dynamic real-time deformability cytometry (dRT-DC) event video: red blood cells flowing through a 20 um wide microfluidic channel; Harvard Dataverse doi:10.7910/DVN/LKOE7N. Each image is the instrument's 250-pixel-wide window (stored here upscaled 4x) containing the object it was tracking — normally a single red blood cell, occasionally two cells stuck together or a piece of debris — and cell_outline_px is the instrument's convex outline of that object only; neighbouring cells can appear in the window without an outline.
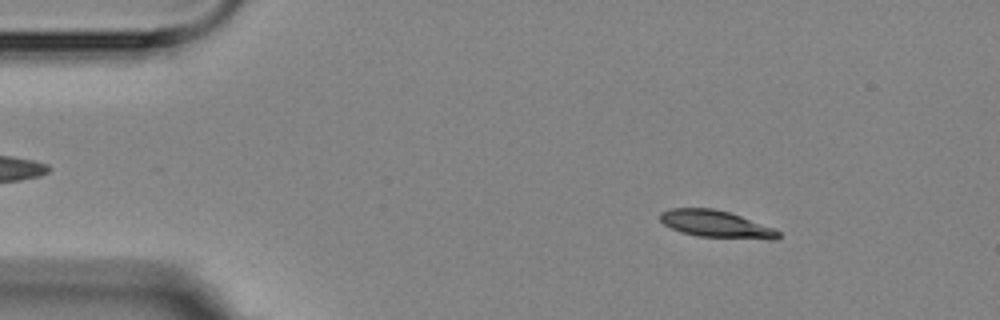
{"species": "Egyptian fruit bat (a non-hibernating species)", "species_latin": "Rousettus aegyptiacus", "temperature_condition": "room temperature", "stored_images_in_passage": 3, "camera_frame_rate_fps": 3000, "um_per_image_px": 0.085, "animal": {"sex": "female"}, "frame": {"image": 1, "passage_image": 1, "time_ms": 0.0, "image_size_px": [1000, 320], "cell_outline_px": [[780, 236], [776, 240], [768, 240], [700, 236], [680, 232], [664, 224], [660, 220], [660, 212], [668, 208], [712, 208], [728, 212], [740, 216], [772, 228], [780, 232]], "centroid_in_image_um": [60.84, 19.05], "position_along_channel_um": 24.2, "area_um2": 18.55}}